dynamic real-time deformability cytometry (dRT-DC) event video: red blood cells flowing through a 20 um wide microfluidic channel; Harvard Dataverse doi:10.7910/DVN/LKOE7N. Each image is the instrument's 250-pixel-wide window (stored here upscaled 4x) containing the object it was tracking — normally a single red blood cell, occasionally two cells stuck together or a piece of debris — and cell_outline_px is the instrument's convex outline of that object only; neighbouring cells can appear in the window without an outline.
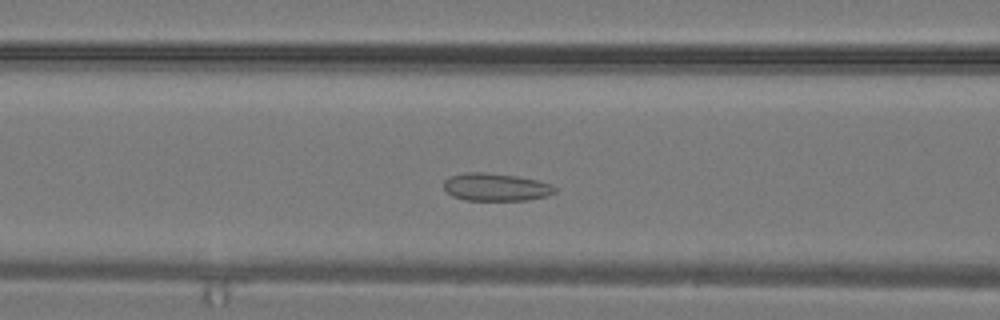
{"species": "common noctule bat (a hibernating species)", "species_latin": "Nyctalus noctula", "temperature_condition": "warm", "stored_images_in_passage": 27, "camera_frame_rate_fps": 3000, "um_per_image_px": 0.085, "animal": {"sex": "male", "body_mass_g": 19.2, "forearm_length_mm": 51.8}, "frame": {"image": 1, "passage_image": 8, "time_ms": 2.333, "image_size_px": [1000, 320], "cell_outline_px": [[556, 192], [548, 196], [528, 200], [464, 200], [452, 196], [444, 188], [444, 180], [448, 176], [464, 172], [484, 172], [516, 176], [536, 180], [552, 184], [556, 188]], "centroid_in_image_um": [42.14, 15.9], "position_along_channel_um": 124.5, "area_um2": 18.09}}
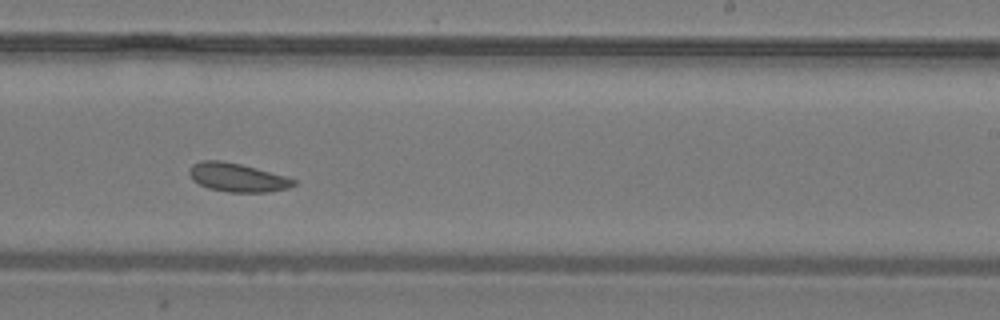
{"frame": {"image": 2, "passage_image": 15, "time_ms": 4.667, "image_size_px": [1000, 320], "cell_outline_px": [[296, 184], [288, 188], [268, 192], [228, 192], [208, 188], [192, 180], [188, 172], [192, 164], [200, 160], [220, 160], [240, 164], [288, 176], [296, 180]], "centroid_in_image_um": [20.17, 15.08], "position_along_channel_um": 268.8, "area_um2": 17.51}}
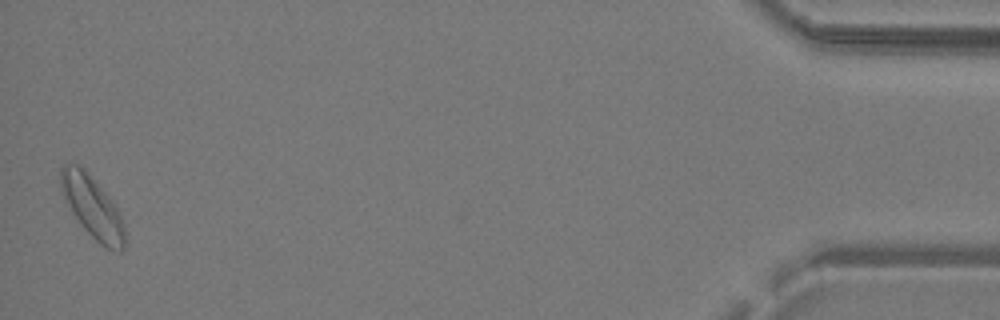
{"frame": {"image": 3, "passage_image": 27, "time_ms": 8.667, "image_size_px": [1000, 320], "cell_outline_px": [[124, 248], [120, 252], [104, 248], [80, 224], [72, 212], [60, 188], [60, 168], [64, 164], [76, 164], [84, 168], [108, 196], [116, 208], [124, 224]], "centroid_in_image_um": [7.84, 17.6], "position_along_channel_um": 427.4, "area_um2": 22.66}}